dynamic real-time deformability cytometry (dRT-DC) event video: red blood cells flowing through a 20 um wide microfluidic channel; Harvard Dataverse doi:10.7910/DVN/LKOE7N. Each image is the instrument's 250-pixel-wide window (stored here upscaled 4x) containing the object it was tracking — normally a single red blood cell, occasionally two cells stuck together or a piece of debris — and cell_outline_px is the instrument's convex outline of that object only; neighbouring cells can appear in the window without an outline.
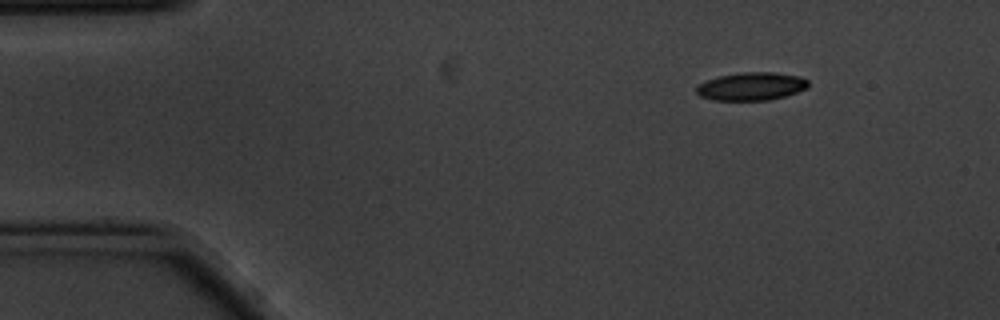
{"species": "common noctule bat (a hibernating species)", "species_latin": "Nyctalus noctula", "temperature_condition": "cold", "stored_images_in_passage": 51, "camera_frame_rate_fps": 3000, "um_per_image_px": 0.085, "animal": {"sex": "male", "body_mass_g": 20.1, "forearm_length_mm": 53.5}, "frame": {"image": 1, "passage_image": 1, "time_ms": 0.0, "image_size_px": [1000, 320], "cell_outline_px": [[808, 88], [784, 96], [768, 100], [712, 100], [700, 96], [696, 92], [696, 88], [700, 84], [708, 80], [720, 76], [744, 72], [776, 72], [800, 76], [808, 80]], "centroid_in_image_um": [63.89, 7.34], "position_along_channel_um": 21.1, "area_um2": 18.15}}
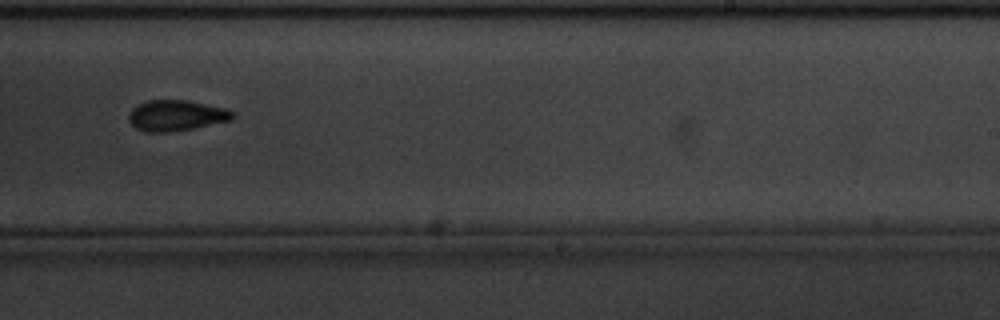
{"frame": {"image": 2, "passage_image": 29, "time_ms": 9.333, "image_size_px": [1000, 320], "cell_outline_px": [[232, 120], [192, 128], [168, 132], [148, 132], [136, 128], [128, 120], [128, 116], [132, 108], [148, 100], [188, 100], [224, 108], [232, 112]], "centroid_in_image_um": [14.94, 9.81], "position_along_channel_um": 274.1, "area_um2": 18.32}}
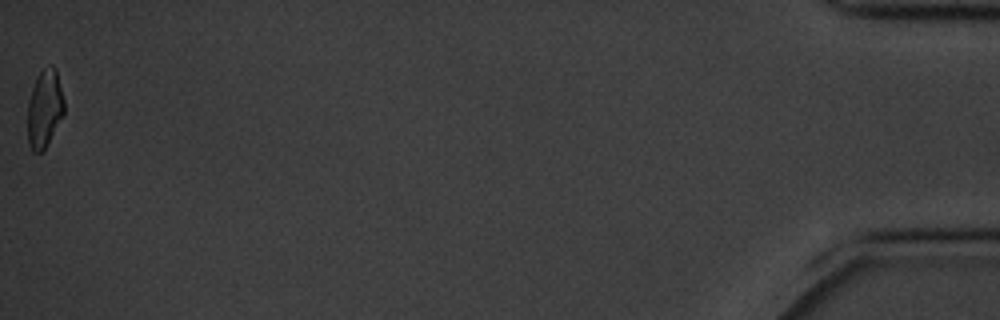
{"frame": {"image": 3, "passage_image": 51, "time_ms": 16.667, "image_size_px": [1000, 320], "cell_outline_px": [[64, 112], [44, 148], [40, 152], [32, 152], [28, 144], [28, 100], [36, 76], [44, 68], [52, 64], [56, 68], [64, 100]], "centroid_in_image_um": [3.77, 9.19], "position_along_channel_um": 431.4, "area_um2": 16.36}, "authors_computed_cell_mechanics": {"area_um2": 18.3226, "velocity_mm_per_s": 3.4928, "shape_relaxation_time_tau1_ms": 3.2579, "shape_relaxation_time_tau2_ms": 6.5714, "deformation_change_tau1": 0.1306, "deformation_change_tau2": 0.1309}}